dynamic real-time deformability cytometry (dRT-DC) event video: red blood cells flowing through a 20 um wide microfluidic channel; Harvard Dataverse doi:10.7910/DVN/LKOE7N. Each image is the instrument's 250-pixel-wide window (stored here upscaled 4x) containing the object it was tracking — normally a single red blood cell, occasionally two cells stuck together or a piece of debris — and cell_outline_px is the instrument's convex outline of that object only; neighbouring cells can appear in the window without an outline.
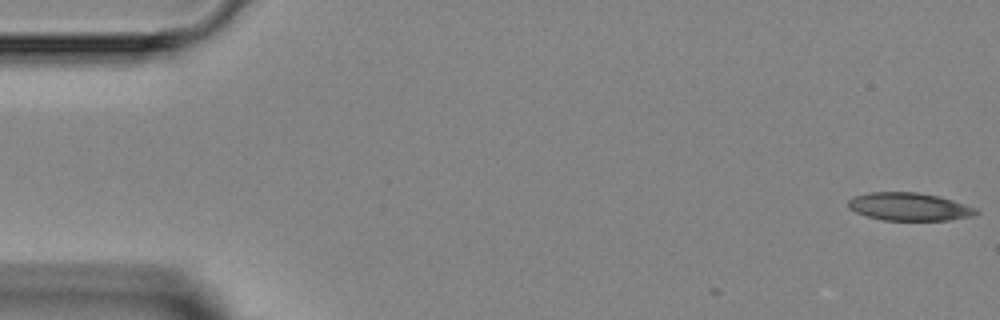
{"species": "Egyptian fruit bat (a non-hibernating species)", "species_latin": "Rousettus aegyptiacus", "temperature_condition": "room temperature", "stored_images_in_passage": 5, "camera_frame_rate_fps": 3000, "um_per_image_px": 0.085, "animal": {"sex": "female"}, "frame": {"image": 1, "passage_image": 1, "time_ms": 0.0, "image_size_px": [1000, 320], "cell_outline_px": [[980, 212], [976, 216], [948, 220], [884, 220], [868, 216], [856, 212], [848, 208], [848, 200], [852, 196], [868, 192], [916, 192], [940, 196], [976, 208]], "centroid_in_image_um": [77.29, 17.56], "position_along_channel_um": 7.7, "area_um2": 20.92}}
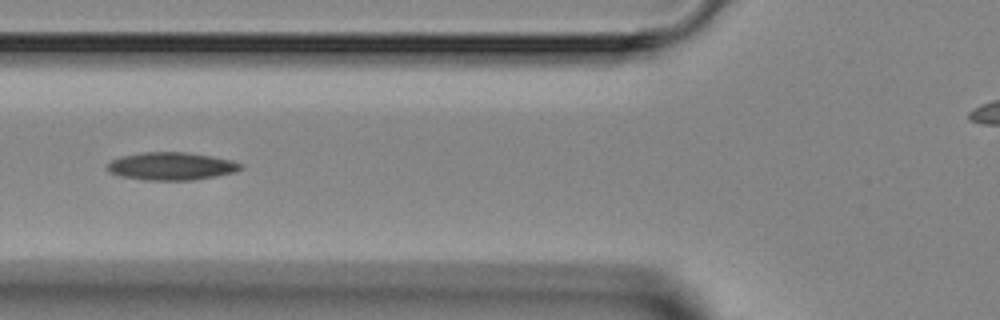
{"frame": {"image": 2, "passage_image": 5, "time_ms": 5.667, "image_size_px": [1000, 320], "cell_outline_px": [[244, 168], [236, 172], [192, 180], [144, 180], [116, 176], [108, 168], [108, 164], [112, 160], [120, 156], [144, 152], [184, 152], [212, 156], [232, 160], [244, 164]], "centroid_in_image_um": [14.59, 14.13], "position_along_channel_um": 111.2, "area_um2": 21.68}}